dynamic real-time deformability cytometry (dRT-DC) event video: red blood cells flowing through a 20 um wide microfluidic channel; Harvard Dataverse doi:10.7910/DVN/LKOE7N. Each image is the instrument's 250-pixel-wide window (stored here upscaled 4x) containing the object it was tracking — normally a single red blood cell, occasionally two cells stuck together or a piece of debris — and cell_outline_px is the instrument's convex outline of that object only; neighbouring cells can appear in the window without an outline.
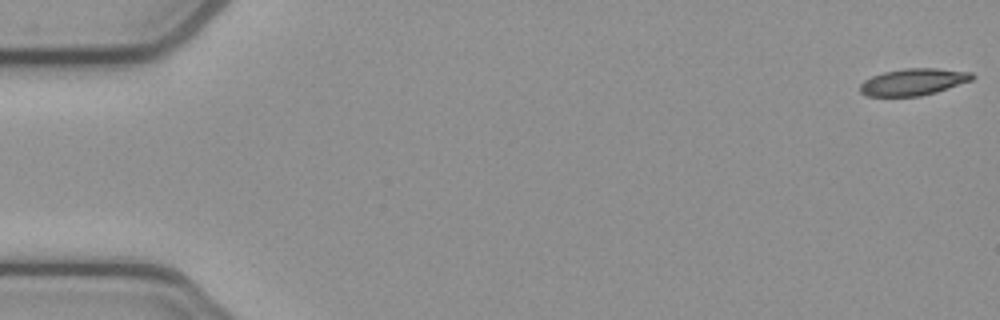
{"species": "common noctule bat (a hibernating species)", "species_latin": "Nyctalus noctula", "temperature_condition": "cold", "stored_images_in_passage": 53, "camera_frame_rate_fps": 3000, "um_per_image_px": 0.085, "animal": {"sex": "female", "body_mass_g": 21.9}, "frame": {"image": 1, "passage_image": 1, "time_ms": 0.0, "image_size_px": [1000, 320], "cell_outline_px": [[976, 76], [972, 80], [936, 92], [920, 96], [868, 96], [860, 92], [860, 84], [864, 80], [872, 76], [884, 72], [904, 68], [936, 68], [972, 72]], "centroid_in_image_um": [77.64, 6.96], "position_along_channel_um": 7.4, "area_um2": 17.51}}
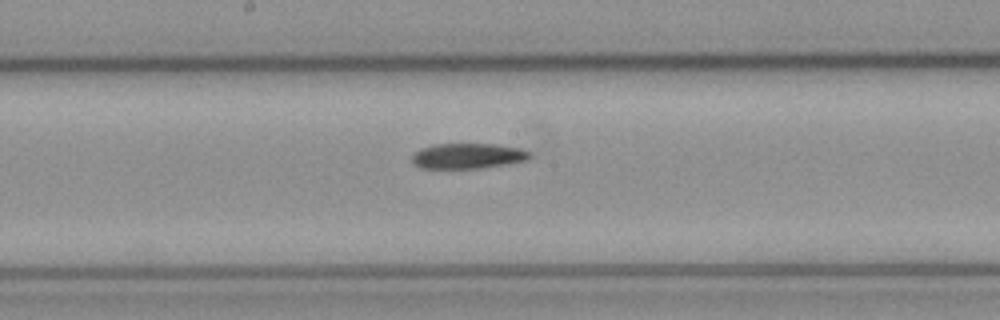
{"frame": {"image": 2, "passage_image": 28, "time_ms": 9.0, "image_size_px": [1000, 320], "cell_outline_px": [[532, 156], [528, 160], [508, 164], [480, 168], [420, 168], [412, 164], [412, 156], [420, 148], [432, 144], [500, 144], [520, 148], [532, 152]], "centroid_in_image_um": [39.79, 13.25], "position_along_channel_um": 208.4, "area_um2": 17.69}}
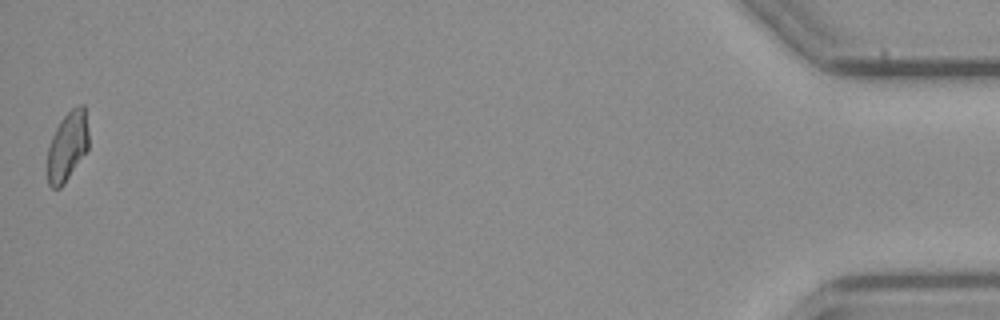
{"frame": {"image": 3, "passage_image": 53, "time_ms": 17.333, "image_size_px": [1000, 320], "cell_outline_px": [[88, 148], [64, 184], [60, 188], [52, 188], [48, 184], [48, 148], [52, 136], [60, 120], [72, 108], [80, 104], [84, 104], [88, 132]], "centroid_in_image_um": [5.73, 12.42], "position_along_channel_um": 429.5, "area_um2": 16.47}}